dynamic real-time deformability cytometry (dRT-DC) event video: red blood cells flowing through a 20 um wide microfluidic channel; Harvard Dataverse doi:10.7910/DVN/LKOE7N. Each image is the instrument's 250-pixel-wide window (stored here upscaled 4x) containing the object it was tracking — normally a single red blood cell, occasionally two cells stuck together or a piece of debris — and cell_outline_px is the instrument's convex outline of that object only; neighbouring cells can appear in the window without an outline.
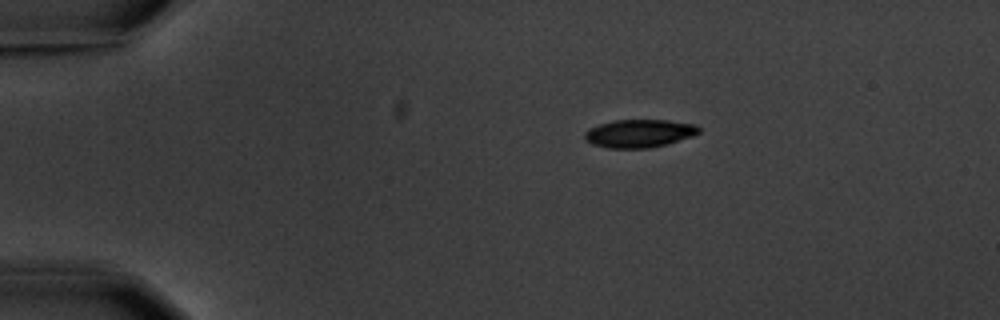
{"species": "common noctule bat (a hibernating species)", "species_latin": "Nyctalus noctula", "temperature_condition": "warm", "stored_images_in_passage": 3, "camera_frame_rate_fps": 3000, "um_per_image_px": 0.085, "animal": {"sex": "male", "body_mass_g": 20.1, "forearm_length_mm": 53.5}, "frame": {"image": 1, "passage_image": 1, "time_ms": 0.0, "image_size_px": [1000, 320], "cell_outline_px": [[700, 132], [692, 136], [664, 144], [648, 148], [608, 148], [592, 144], [584, 140], [584, 132], [588, 128], [600, 124], [616, 120], [668, 120], [696, 124], [700, 128]], "centroid_in_image_um": [54.3, 11.33], "position_along_channel_um": 30.7, "area_um2": 18.61}}